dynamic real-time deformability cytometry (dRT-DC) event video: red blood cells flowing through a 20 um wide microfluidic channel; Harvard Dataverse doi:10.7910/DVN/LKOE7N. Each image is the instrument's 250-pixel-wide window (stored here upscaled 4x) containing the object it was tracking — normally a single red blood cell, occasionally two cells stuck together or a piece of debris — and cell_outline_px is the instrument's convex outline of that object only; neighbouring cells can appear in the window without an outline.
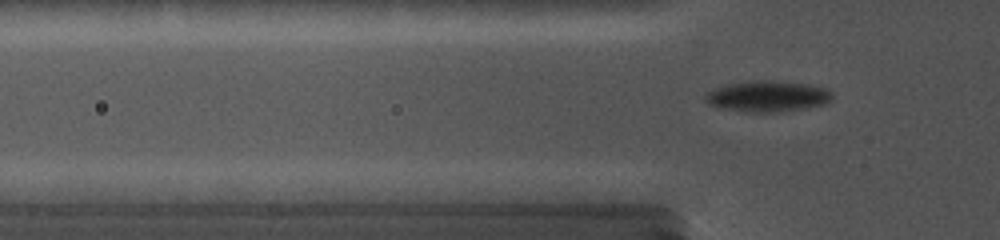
{"species": "common noctule bat (a hibernating species)", "species_latin": "Nyctalus noctula", "temperature_condition": "cold", "stored_images_in_passage": 72, "camera_frame_rate_fps": 5000, "um_per_image_px": 0.085, "animal": {"sex": "female", "body_mass_g": 19.0, "forearm_length_mm": 56.7}, "frame": {"image": 1, "passage_image": 15, "time_ms": 2.8, "image_size_px": [1000, 240], "cell_outline_px": [[824, 100], [820, 104], [804, 108], [784, 112], [744, 112], [716, 104], [712, 100], [712, 96], [720, 92], [736, 88], [796, 88], [820, 92], [824, 96]], "centroid_in_image_um": [65.27, 8.45], "position_along_channel_um": 60.5, "area_um2": 15.95}}
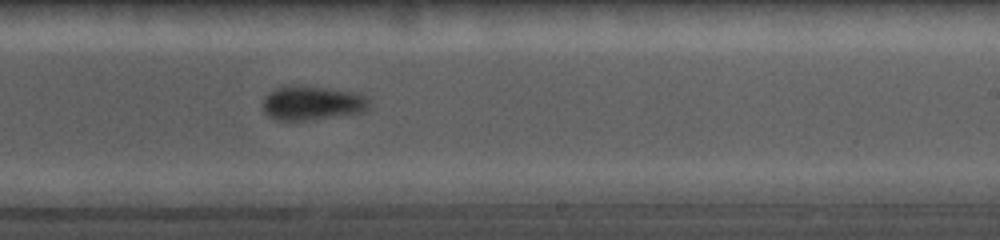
{"frame": {"image": 2, "passage_image": 42, "time_ms": 8.2, "image_size_px": [1000, 240], "cell_outline_px": [[364, 108], [360, 112], [292, 124], [272, 120], [268, 116], [264, 108], [264, 104], [268, 96], [276, 92], [292, 88], [308, 88], [352, 96], [360, 100], [364, 104]], "centroid_in_image_um": [26.29, 8.95], "position_along_channel_um": 262.7, "area_um2": 18.67}}
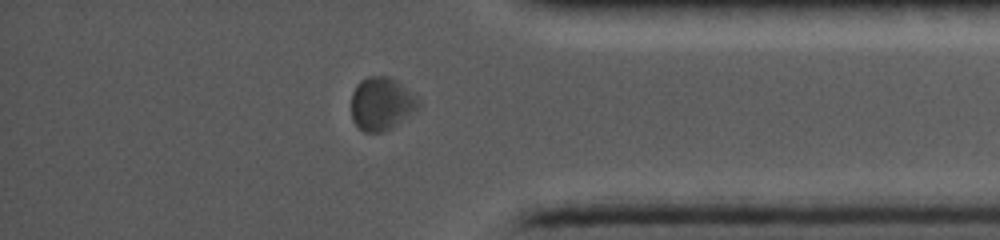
{"frame": {"image": 3, "passage_image": 61, "time_ms": 12.0, "image_size_px": [1000, 240], "cell_outline_px": [[412, 108], [392, 128], [384, 132], [364, 132], [356, 128], [352, 116], [352, 96], [356, 88], [364, 80], [372, 76], [380, 76], [388, 80], [412, 104]], "centroid_in_image_um": [32.14, 8.96], "position_along_channel_um": 403.1, "area_um2": 17.8}}